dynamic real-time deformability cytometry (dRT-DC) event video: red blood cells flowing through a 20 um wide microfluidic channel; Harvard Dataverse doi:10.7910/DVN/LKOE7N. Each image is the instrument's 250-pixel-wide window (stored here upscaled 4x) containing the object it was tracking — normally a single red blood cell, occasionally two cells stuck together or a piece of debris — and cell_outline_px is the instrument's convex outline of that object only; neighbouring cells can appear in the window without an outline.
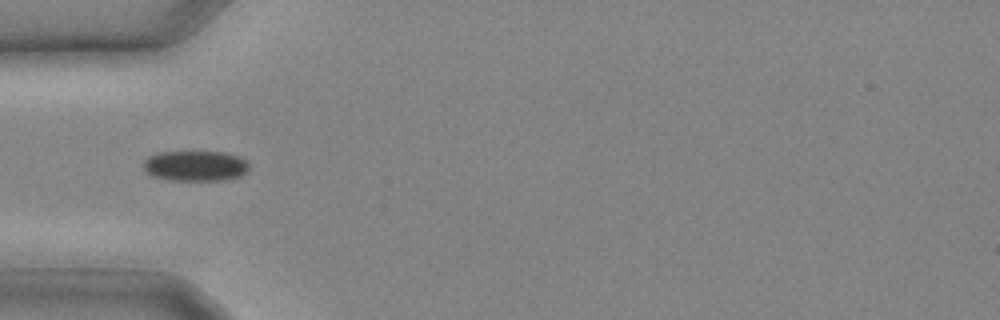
{"species": "common noctule bat (a hibernating species)", "species_latin": "Nyctalus noctula", "temperature_condition": "cold", "stored_images_in_passage": 11, "camera_frame_rate_fps": 3000, "um_per_image_px": 0.085, "animal": {"sex": "male", "body_mass_g": 20.4}, "frame": {"image": 1, "passage_image": 8, "time_ms": 2.333, "image_size_px": [1000, 320], "cell_outline_px": [[248, 172], [240, 176], [224, 180], [168, 180], [152, 176], [144, 172], [144, 160], [148, 156], [160, 152], [224, 152], [240, 156], [248, 160]], "centroid_in_image_um": [16.62, 14.1], "position_along_channel_um": 68.4, "area_um2": 18.96}}
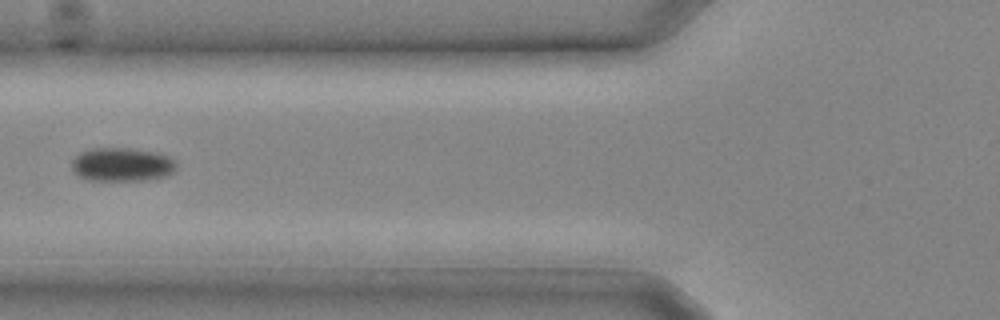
{"frame": {"image": 2, "passage_image": 10, "time_ms": 3.0, "image_size_px": [1000, 320], "cell_outline_px": [[176, 168], [172, 172], [164, 176], [140, 180], [88, 180], [80, 176], [72, 168], [72, 160], [80, 152], [92, 148], [136, 148], [156, 152], [168, 156], [176, 164]], "centroid_in_image_um": [10.35, 13.96], "position_along_channel_um": 115.4, "area_um2": 20.35}}